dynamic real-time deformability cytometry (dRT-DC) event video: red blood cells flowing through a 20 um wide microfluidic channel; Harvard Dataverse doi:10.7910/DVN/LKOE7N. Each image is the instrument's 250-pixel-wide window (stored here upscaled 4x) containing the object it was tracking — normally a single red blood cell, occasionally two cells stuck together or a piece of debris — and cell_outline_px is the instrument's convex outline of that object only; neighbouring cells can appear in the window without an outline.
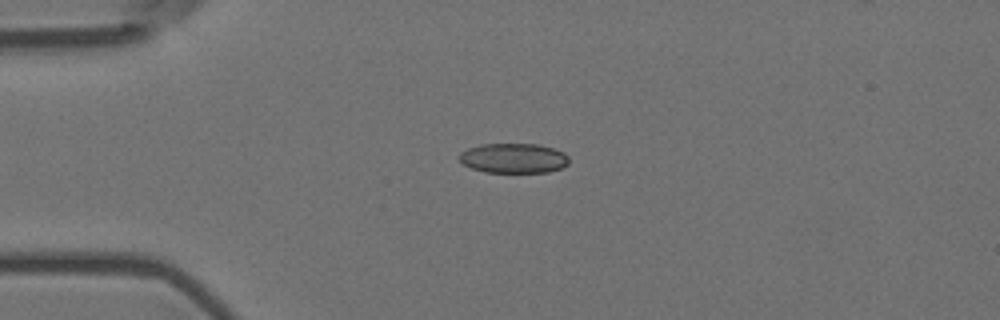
{"species": "Egyptian fruit bat (a non-hibernating species)", "species_latin": "Rousettus aegyptiacus", "temperature_condition": "room temperature", "stored_images_in_passage": 53, "camera_frame_rate_fps": 3000, "um_per_image_px": 0.085, "animal": {"sex": "female"}, "frame": {"image": 1, "passage_image": 10, "time_ms": 3.0, "image_size_px": [1000, 320], "cell_outline_px": [[568, 164], [564, 168], [548, 172], [484, 172], [472, 168], [464, 164], [456, 156], [460, 152], [468, 148], [480, 144], [540, 144], [564, 152], [568, 156]], "centroid_in_image_um": [43.66, 13.44], "position_along_channel_um": 41.3, "area_um2": 19.25}}
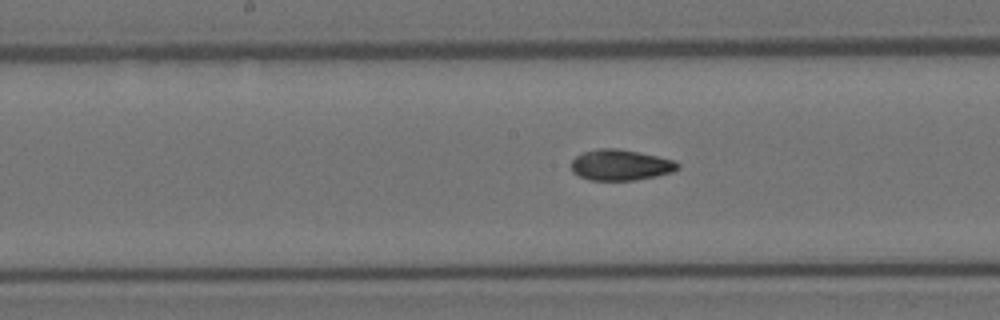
{"frame": {"image": 2, "passage_image": 25, "time_ms": 8.0, "image_size_px": [1000, 320], "cell_outline_px": [[680, 168], [672, 172], [656, 176], [632, 180], [588, 180], [572, 172], [572, 160], [576, 156], [584, 152], [596, 148], [616, 148], [676, 160], [680, 164]], "centroid_in_image_um": [52.75, 14.02], "position_along_channel_um": 195.4, "area_um2": 19.07}}
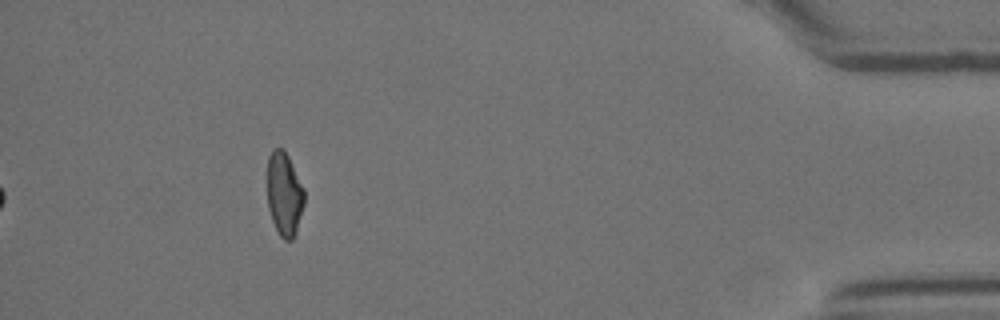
{"frame": {"image": 3, "passage_image": 48, "time_ms": 15.667, "image_size_px": [1000, 320], "cell_outline_px": [[304, 204], [296, 232], [292, 240], [284, 240], [280, 236], [272, 220], [268, 208], [268, 156], [276, 148], [284, 148], [304, 188]], "centroid_in_image_um": [24.17, 16.5], "position_along_channel_um": 411.0, "area_um2": 17.92}, "authors_computed_cell_mechanics": {"area_um2": 19.074, "velocity_mm_per_s": 3.5835, "shape_relaxation_time_tau1_ms": null, "shape_relaxation_time_tau2_ms": 3.5664, "deformation_change_tau1": null, "deformation_change_tau2": 0.0815}}